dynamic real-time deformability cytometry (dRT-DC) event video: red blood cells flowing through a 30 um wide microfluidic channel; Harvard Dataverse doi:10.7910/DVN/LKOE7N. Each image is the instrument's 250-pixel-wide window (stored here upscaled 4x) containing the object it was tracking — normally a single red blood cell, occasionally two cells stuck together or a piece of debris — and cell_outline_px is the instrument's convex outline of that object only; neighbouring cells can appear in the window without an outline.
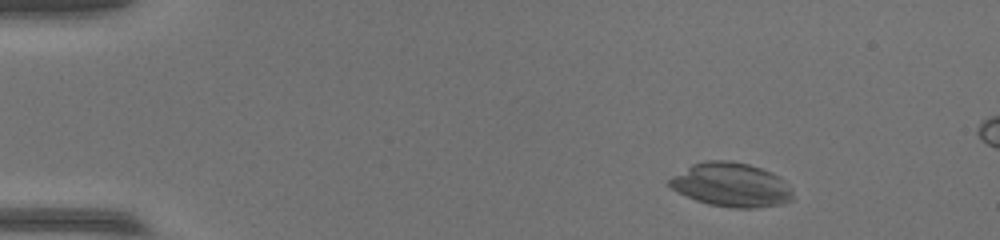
{"species": "common noctule bat (a hibernating species)", "species_latin": "Nyctalus noctula", "temperature_condition": "warm", "stored_images_in_passage": 54, "camera_frame_rate_fps": 3000, "um_per_image_px": 0.085, "animal": {"sex": "female", "body_mass_g": 17.0, "forearm_length_mm": 48.0}, "frame": {"image": 1, "passage_image": 6, "time_ms": 1.667, "image_size_px": [1000, 240], "cell_outline_px": [[792, 200], [784, 204], [756, 208], [732, 208], [708, 204], [696, 200], [672, 188], [668, 184], [668, 180], [672, 176], [692, 164], [704, 160], [732, 160], [748, 164], [772, 172], [780, 176], [784, 180], [792, 192]], "centroid_in_image_um": [62.17, 15.71], "position_along_channel_um": 22.8, "area_um2": 31.73}}
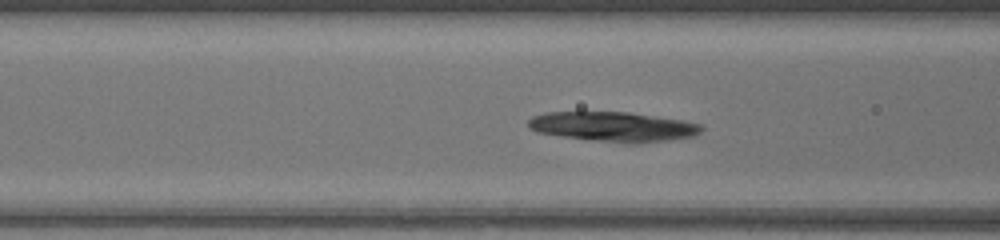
{"frame": {"image": 2, "passage_image": 21, "time_ms": 6.667, "image_size_px": [1000, 240], "cell_outline_px": [[704, 128], [700, 132], [692, 136], [668, 140], [636, 144], [624, 144], [560, 136], [536, 132], [528, 128], [528, 120], [532, 116], [544, 112], [628, 112], [684, 120], [704, 124]], "centroid_in_image_um": [52.13, 10.77], "position_along_channel_um": 114.5, "area_um2": 30.4}}
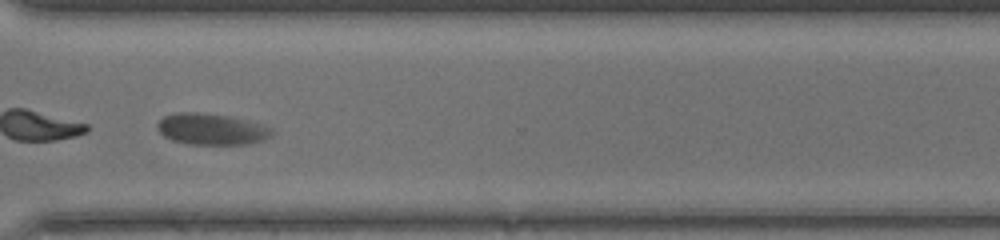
{"frame": {"image": 3, "passage_image": 40, "time_ms": 13.0, "image_size_px": [1000, 240], "cell_outline_px": [[272, 136], [264, 140], [248, 144], [192, 144], [172, 140], [164, 136], [156, 128], [156, 124], [164, 116], [172, 112], [200, 112], [232, 116], [264, 124], [272, 128]], "centroid_in_image_um": [17.99, 10.96], "position_along_channel_um": 352.6, "area_um2": 21.21}}